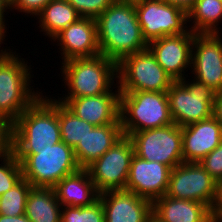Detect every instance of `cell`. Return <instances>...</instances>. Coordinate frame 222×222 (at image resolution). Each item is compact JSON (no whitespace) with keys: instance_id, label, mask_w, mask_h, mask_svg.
I'll use <instances>...</instances> for the list:
<instances>
[{"instance_id":"1","label":"cell","mask_w":222,"mask_h":222,"mask_svg":"<svg viewBox=\"0 0 222 222\" xmlns=\"http://www.w3.org/2000/svg\"><path fill=\"white\" fill-rule=\"evenodd\" d=\"M96 23L100 54L117 64L128 55L148 49L133 3L115 0Z\"/></svg>"},{"instance_id":"2","label":"cell","mask_w":222,"mask_h":222,"mask_svg":"<svg viewBox=\"0 0 222 222\" xmlns=\"http://www.w3.org/2000/svg\"><path fill=\"white\" fill-rule=\"evenodd\" d=\"M42 94L11 125L10 150H45L61 142L58 100Z\"/></svg>"},{"instance_id":"3","label":"cell","mask_w":222,"mask_h":222,"mask_svg":"<svg viewBox=\"0 0 222 222\" xmlns=\"http://www.w3.org/2000/svg\"><path fill=\"white\" fill-rule=\"evenodd\" d=\"M11 49L7 46L0 54V115L12 125L43 91L31 86L32 65Z\"/></svg>"},{"instance_id":"4","label":"cell","mask_w":222,"mask_h":222,"mask_svg":"<svg viewBox=\"0 0 222 222\" xmlns=\"http://www.w3.org/2000/svg\"><path fill=\"white\" fill-rule=\"evenodd\" d=\"M59 68L65 92L57 98H80L106 93H121L118 87L117 63L99 54L73 58ZM116 82V83H115ZM116 88V89H115ZM115 91H114V90ZM67 93V94H66Z\"/></svg>"},{"instance_id":"5","label":"cell","mask_w":222,"mask_h":222,"mask_svg":"<svg viewBox=\"0 0 222 222\" xmlns=\"http://www.w3.org/2000/svg\"><path fill=\"white\" fill-rule=\"evenodd\" d=\"M21 163L23 178L33 187L53 188L80 167L74 149L59 142L45 150H10Z\"/></svg>"},{"instance_id":"6","label":"cell","mask_w":222,"mask_h":222,"mask_svg":"<svg viewBox=\"0 0 222 222\" xmlns=\"http://www.w3.org/2000/svg\"><path fill=\"white\" fill-rule=\"evenodd\" d=\"M120 122L124 136L174 123L170 114L167 93L121 92Z\"/></svg>"},{"instance_id":"7","label":"cell","mask_w":222,"mask_h":222,"mask_svg":"<svg viewBox=\"0 0 222 222\" xmlns=\"http://www.w3.org/2000/svg\"><path fill=\"white\" fill-rule=\"evenodd\" d=\"M167 95L172 120L180 127L213 116L216 93L192 77L174 81L167 91Z\"/></svg>"},{"instance_id":"8","label":"cell","mask_w":222,"mask_h":222,"mask_svg":"<svg viewBox=\"0 0 222 222\" xmlns=\"http://www.w3.org/2000/svg\"><path fill=\"white\" fill-rule=\"evenodd\" d=\"M117 76L120 92L167 93L174 82L149 49L124 57L117 64Z\"/></svg>"},{"instance_id":"9","label":"cell","mask_w":222,"mask_h":222,"mask_svg":"<svg viewBox=\"0 0 222 222\" xmlns=\"http://www.w3.org/2000/svg\"><path fill=\"white\" fill-rule=\"evenodd\" d=\"M134 146V154L147 160L165 164L173 169L183 163L182 127L175 123L134 132L128 136Z\"/></svg>"},{"instance_id":"10","label":"cell","mask_w":222,"mask_h":222,"mask_svg":"<svg viewBox=\"0 0 222 222\" xmlns=\"http://www.w3.org/2000/svg\"><path fill=\"white\" fill-rule=\"evenodd\" d=\"M143 39L147 44L164 36L189 30L187 12L162 0H142L134 4Z\"/></svg>"},{"instance_id":"11","label":"cell","mask_w":222,"mask_h":222,"mask_svg":"<svg viewBox=\"0 0 222 222\" xmlns=\"http://www.w3.org/2000/svg\"><path fill=\"white\" fill-rule=\"evenodd\" d=\"M166 195L198 201L213 210L218 198V183L199 162H183L171 169Z\"/></svg>"},{"instance_id":"12","label":"cell","mask_w":222,"mask_h":222,"mask_svg":"<svg viewBox=\"0 0 222 222\" xmlns=\"http://www.w3.org/2000/svg\"><path fill=\"white\" fill-rule=\"evenodd\" d=\"M134 146L128 136H123L87 170L99 193L125 190Z\"/></svg>"},{"instance_id":"13","label":"cell","mask_w":222,"mask_h":222,"mask_svg":"<svg viewBox=\"0 0 222 222\" xmlns=\"http://www.w3.org/2000/svg\"><path fill=\"white\" fill-rule=\"evenodd\" d=\"M190 73L213 92L222 91V33H194Z\"/></svg>"},{"instance_id":"14","label":"cell","mask_w":222,"mask_h":222,"mask_svg":"<svg viewBox=\"0 0 222 222\" xmlns=\"http://www.w3.org/2000/svg\"><path fill=\"white\" fill-rule=\"evenodd\" d=\"M194 33L189 29L183 34L164 36L148 44L161 67L174 81L189 77L191 71L192 44Z\"/></svg>"},{"instance_id":"15","label":"cell","mask_w":222,"mask_h":222,"mask_svg":"<svg viewBox=\"0 0 222 222\" xmlns=\"http://www.w3.org/2000/svg\"><path fill=\"white\" fill-rule=\"evenodd\" d=\"M171 168L133 155L125 190L154 202L166 195Z\"/></svg>"},{"instance_id":"16","label":"cell","mask_w":222,"mask_h":222,"mask_svg":"<svg viewBox=\"0 0 222 222\" xmlns=\"http://www.w3.org/2000/svg\"><path fill=\"white\" fill-rule=\"evenodd\" d=\"M51 41L52 44L59 46L61 63L73 58L93 57L100 54L96 19L81 17L64 28Z\"/></svg>"},{"instance_id":"17","label":"cell","mask_w":222,"mask_h":222,"mask_svg":"<svg viewBox=\"0 0 222 222\" xmlns=\"http://www.w3.org/2000/svg\"><path fill=\"white\" fill-rule=\"evenodd\" d=\"M120 94L106 93L80 98H57L80 119L95 126L121 124Z\"/></svg>"},{"instance_id":"18","label":"cell","mask_w":222,"mask_h":222,"mask_svg":"<svg viewBox=\"0 0 222 222\" xmlns=\"http://www.w3.org/2000/svg\"><path fill=\"white\" fill-rule=\"evenodd\" d=\"M104 222H148L153 202L126 190L100 193Z\"/></svg>"},{"instance_id":"19","label":"cell","mask_w":222,"mask_h":222,"mask_svg":"<svg viewBox=\"0 0 222 222\" xmlns=\"http://www.w3.org/2000/svg\"><path fill=\"white\" fill-rule=\"evenodd\" d=\"M222 142V125L213 116L182 127L183 162H200Z\"/></svg>"},{"instance_id":"20","label":"cell","mask_w":222,"mask_h":222,"mask_svg":"<svg viewBox=\"0 0 222 222\" xmlns=\"http://www.w3.org/2000/svg\"><path fill=\"white\" fill-rule=\"evenodd\" d=\"M121 124L96 126L73 148L80 169H87L123 137Z\"/></svg>"},{"instance_id":"21","label":"cell","mask_w":222,"mask_h":222,"mask_svg":"<svg viewBox=\"0 0 222 222\" xmlns=\"http://www.w3.org/2000/svg\"><path fill=\"white\" fill-rule=\"evenodd\" d=\"M153 213L163 222H214L213 210L209 206L167 195L153 202Z\"/></svg>"},{"instance_id":"22","label":"cell","mask_w":222,"mask_h":222,"mask_svg":"<svg viewBox=\"0 0 222 222\" xmlns=\"http://www.w3.org/2000/svg\"><path fill=\"white\" fill-rule=\"evenodd\" d=\"M53 190L61 207L90 206L99 199L100 195L87 169H79L65 176L53 187Z\"/></svg>"},{"instance_id":"23","label":"cell","mask_w":222,"mask_h":222,"mask_svg":"<svg viewBox=\"0 0 222 222\" xmlns=\"http://www.w3.org/2000/svg\"><path fill=\"white\" fill-rule=\"evenodd\" d=\"M81 18L67 0H51L36 16L37 28L50 41L64 28Z\"/></svg>"},{"instance_id":"24","label":"cell","mask_w":222,"mask_h":222,"mask_svg":"<svg viewBox=\"0 0 222 222\" xmlns=\"http://www.w3.org/2000/svg\"><path fill=\"white\" fill-rule=\"evenodd\" d=\"M62 207L53 188L32 187L28 193L25 215L31 222H61Z\"/></svg>"},{"instance_id":"25","label":"cell","mask_w":222,"mask_h":222,"mask_svg":"<svg viewBox=\"0 0 222 222\" xmlns=\"http://www.w3.org/2000/svg\"><path fill=\"white\" fill-rule=\"evenodd\" d=\"M187 16L193 33H222V0H197Z\"/></svg>"},{"instance_id":"26","label":"cell","mask_w":222,"mask_h":222,"mask_svg":"<svg viewBox=\"0 0 222 222\" xmlns=\"http://www.w3.org/2000/svg\"><path fill=\"white\" fill-rule=\"evenodd\" d=\"M58 119L61 140L66 145L74 148L83 140L88 132L96 126L86 122L72 113L63 103L58 101Z\"/></svg>"},{"instance_id":"27","label":"cell","mask_w":222,"mask_h":222,"mask_svg":"<svg viewBox=\"0 0 222 222\" xmlns=\"http://www.w3.org/2000/svg\"><path fill=\"white\" fill-rule=\"evenodd\" d=\"M33 186L22 178L12 189L0 196V214L19 216L25 214L26 199Z\"/></svg>"},{"instance_id":"28","label":"cell","mask_w":222,"mask_h":222,"mask_svg":"<svg viewBox=\"0 0 222 222\" xmlns=\"http://www.w3.org/2000/svg\"><path fill=\"white\" fill-rule=\"evenodd\" d=\"M0 196L15 186L22 178L21 163L8 151L0 154Z\"/></svg>"},{"instance_id":"29","label":"cell","mask_w":222,"mask_h":222,"mask_svg":"<svg viewBox=\"0 0 222 222\" xmlns=\"http://www.w3.org/2000/svg\"><path fill=\"white\" fill-rule=\"evenodd\" d=\"M103 205L98 199L90 206L62 207L61 222H104Z\"/></svg>"},{"instance_id":"30","label":"cell","mask_w":222,"mask_h":222,"mask_svg":"<svg viewBox=\"0 0 222 222\" xmlns=\"http://www.w3.org/2000/svg\"><path fill=\"white\" fill-rule=\"evenodd\" d=\"M80 17L96 19L115 0H67Z\"/></svg>"},{"instance_id":"31","label":"cell","mask_w":222,"mask_h":222,"mask_svg":"<svg viewBox=\"0 0 222 222\" xmlns=\"http://www.w3.org/2000/svg\"><path fill=\"white\" fill-rule=\"evenodd\" d=\"M199 163L219 184L222 181V142Z\"/></svg>"},{"instance_id":"32","label":"cell","mask_w":222,"mask_h":222,"mask_svg":"<svg viewBox=\"0 0 222 222\" xmlns=\"http://www.w3.org/2000/svg\"><path fill=\"white\" fill-rule=\"evenodd\" d=\"M51 0H11V11L20 12L24 16L35 17ZM14 10V11H13Z\"/></svg>"},{"instance_id":"33","label":"cell","mask_w":222,"mask_h":222,"mask_svg":"<svg viewBox=\"0 0 222 222\" xmlns=\"http://www.w3.org/2000/svg\"><path fill=\"white\" fill-rule=\"evenodd\" d=\"M11 124L0 115V154L10 151Z\"/></svg>"},{"instance_id":"34","label":"cell","mask_w":222,"mask_h":222,"mask_svg":"<svg viewBox=\"0 0 222 222\" xmlns=\"http://www.w3.org/2000/svg\"><path fill=\"white\" fill-rule=\"evenodd\" d=\"M11 0H0V39H3L4 41H6L7 39L6 36L8 37L7 34V22L5 19V15H7L9 13V11L11 12ZM7 13V14H6Z\"/></svg>"},{"instance_id":"35","label":"cell","mask_w":222,"mask_h":222,"mask_svg":"<svg viewBox=\"0 0 222 222\" xmlns=\"http://www.w3.org/2000/svg\"><path fill=\"white\" fill-rule=\"evenodd\" d=\"M213 117L222 125V91L215 95Z\"/></svg>"},{"instance_id":"36","label":"cell","mask_w":222,"mask_h":222,"mask_svg":"<svg viewBox=\"0 0 222 222\" xmlns=\"http://www.w3.org/2000/svg\"><path fill=\"white\" fill-rule=\"evenodd\" d=\"M162 1L170 5L180 7L181 9L188 12L193 7V5L197 0H162Z\"/></svg>"},{"instance_id":"37","label":"cell","mask_w":222,"mask_h":222,"mask_svg":"<svg viewBox=\"0 0 222 222\" xmlns=\"http://www.w3.org/2000/svg\"><path fill=\"white\" fill-rule=\"evenodd\" d=\"M222 211V181L218 184V198L213 209V218Z\"/></svg>"},{"instance_id":"38","label":"cell","mask_w":222,"mask_h":222,"mask_svg":"<svg viewBox=\"0 0 222 222\" xmlns=\"http://www.w3.org/2000/svg\"><path fill=\"white\" fill-rule=\"evenodd\" d=\"M0 222H31V221L28 219V217L25 214L13 217L4 216L0 214Z\"/></svg>"},{"instance_id":"39","label":"cell","mask_w":222,"mask_h":222,"mask_svg":"<svg viewBox=\"0 0 222 222\" xmlns=\"http://www.w3.org/2000/svg\"><path fill=\"white\" fill-rule=\"evenodd\" d=\"M148 222H163V221L160 220L154 213H152L151 216L149 217Z\"/></svg>"},{"instance_id":"40","label":"cell","mask_w":222,"mask_h":222,"mask_svg":"<svg viewBox=\"0 0 222 222\" xmlns=\"http://www.w3.org/2000/svg\"><path fill=\"white\" fill-rule=\"evenodd\" d=\"M214 222H222V211L214 218Z\"/></svg>"},{"instance_id":"41","label":"cell","mask_w":222,"mask_h":222,"mask_svg":"<svg viewBox=\"0 0 222 222\" xmlns=\"http://www.w3.org/2000/svg\"><path fill=\"white\" fill-rule=\"evenodd\" d=\"M118 1H123V2H128V3H133V4H135V3L140 2V1H142V0H118Z\"/></svg>"},{"instance_id":"42","label":"cell","mask_w":222,"mask_h":222,"mask_svg":"<svg viewBox=\"0 0 222 222\" xmlns=\"http://www.w3.org/2000/svg\"><path fill=\"white\" fill-rule=\"evenodd\" d=\"M2 44H6V45H7V43H4V40H3V39H0V54L5 50L4 48H6V47H1ZM1 48H2V49H1Z\"/></svg>"}]
</instances>
